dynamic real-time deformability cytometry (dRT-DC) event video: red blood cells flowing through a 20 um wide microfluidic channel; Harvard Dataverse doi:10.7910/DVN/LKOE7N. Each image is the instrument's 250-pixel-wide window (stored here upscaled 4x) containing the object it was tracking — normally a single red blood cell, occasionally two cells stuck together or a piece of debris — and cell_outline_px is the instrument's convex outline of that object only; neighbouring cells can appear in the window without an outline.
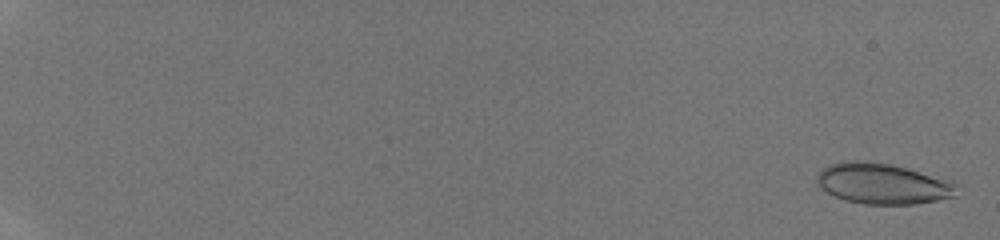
{"species": "human", "species_latin": "Homo sapiens", "temperature_condition": "room temperature", "stored_images_in_passage": 29, "camera_frame_rate_fps": 3000, "um_per_image_px": 0.085, "donor": {"sex": "male"}, "frame": {"image": 1, "passage_image": 1, "time_ms": 0.0, "image_size_px": [1000, 240], "cell_outline_px": [[960, 184], [956, 196], [936, 200], [912, 204], [864, 204], [844, 200], [820, 188], [816, 184], [816, 176], [828, 164], [844, 160], [868, 160], [892, 164], [952, 180]], "centroid_in_image_um": [75.05, 15.59], "position_along_channel_um": 10.0, "area_um2": 33.7}}
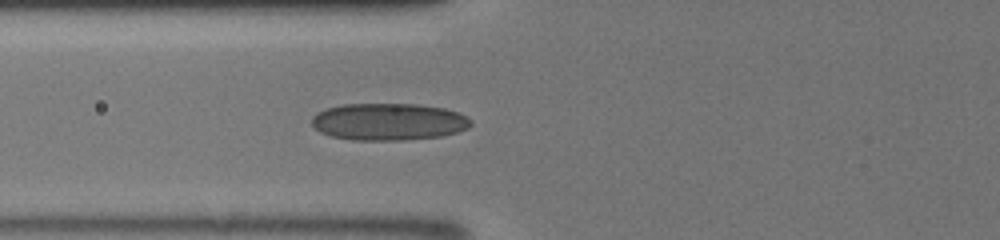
{"frame": {"image": 2, "passage_image": 21, "time_ms": 7.667, "image_size_px": [1000, 240], "cell_outline_px": [[472, 124], [468, 128], [456, 132], [440, 136], [404, 140], [352, 140], [332, 136], [320, 132], [312, 124], [312, 116], [316, 112], [328, 108], [344, 104], [416, 104], [444, 108], [460, 112], [468, 116], [472, 120]], "centroid_in_image_um": [33.05, 10.34], "position_along_channel_um": 92.7, "area_um2": 34.51}}
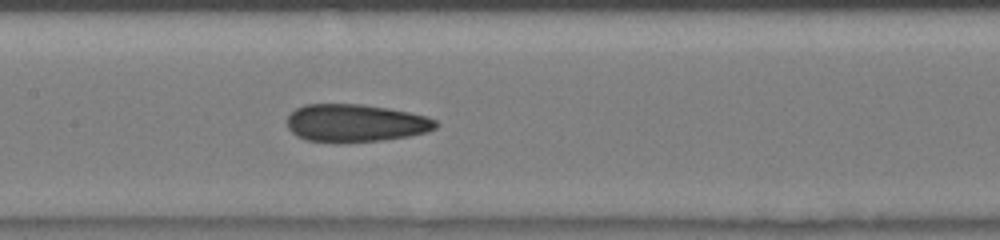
{"frame": {"image": 3, "passage_image": 29, "time_ms": 9.667, "image_size_px": [1000, 240], "cell_outline_px": [[440, 124], [436, 128], [428, 132], [408, 136], [384, 140], [340, 144], [304, 140], [296, 136], [288, 128], [288, 116], [296, 108], [304, 104], [360, 104], [388, 108], [428, 116], [436, 120]], "centroid_in_image_um": [30.22, 10.48], "position_along_channel_um": 177.2, "area_um2": 33.29}}